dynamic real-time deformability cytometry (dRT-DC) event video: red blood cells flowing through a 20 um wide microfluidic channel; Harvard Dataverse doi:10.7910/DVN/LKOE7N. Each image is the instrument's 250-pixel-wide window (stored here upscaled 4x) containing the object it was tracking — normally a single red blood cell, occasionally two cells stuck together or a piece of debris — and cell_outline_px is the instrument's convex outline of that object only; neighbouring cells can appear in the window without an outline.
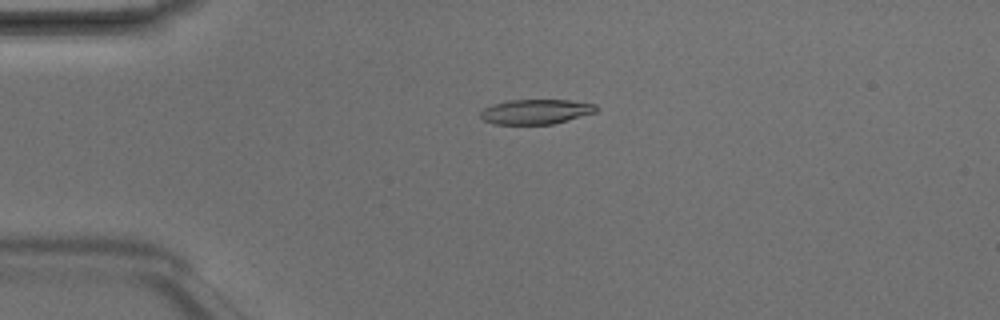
{"species": "Egyptian fruit bat (a non-hibernating species)", "species_latin": "Rousettus aegyptiacus", "temperature_condition": "room temperature", "stored_images_in_passage": 3, "camera_frame_rate_fps": 3000, "um_per_image_px": 0.085, "animal": {"sex": "male"}, "frame": {"image": 1, "passage_image": 2, "time_ms": 0.333, "image_size_px": [1000, 320], "cell_outline_px": [[596, 112], [552, 124], [496, 124], [484, 120], [480, 116], [480, 112], [484, 108], [492, 104], [508, 100], [568, 100], [596, 104]], "centroid_in_image_um": [45.52, 9.49], "position_along_channel_um": 39.5, "area_um2": 16.59}}